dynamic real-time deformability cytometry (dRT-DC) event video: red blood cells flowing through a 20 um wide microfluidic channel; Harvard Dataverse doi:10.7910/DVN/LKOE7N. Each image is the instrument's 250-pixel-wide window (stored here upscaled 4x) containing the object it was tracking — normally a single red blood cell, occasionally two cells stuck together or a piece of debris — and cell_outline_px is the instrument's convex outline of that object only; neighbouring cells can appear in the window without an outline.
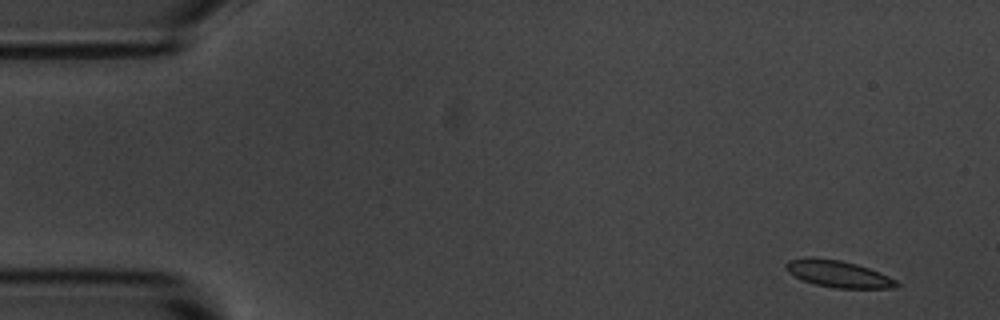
{"species": "common noctule bat (a hibernating species)", "species_latin": "Nyctalus noctula", "temperature_condition": "room temperature", "stored_images_in_passage": 5, "camera_frame_rate_fps": 3000, "um_per_image_px": 0.085, "animal": {"sex": "male", "body_mass_g": 20.1, "forearm_length_mm": 53.5}, "frame": {"image": 1, "passage_image": 1, "time_ms": 0.0, "image_size_px": [1000, 320], "cell_outline_px": [[900, 284], [896, 288], [836, 288], [816, 284], [804, 280], [788, 272], [784, 268], [784, 264], [788, 260], [808, 256], [812, 256], [840, 260], [856, 264], [880, 272], [896, 280]], "centroid_in_image_um": [71.23, 23.26], "position_along_channel_um": 13.8, "area_um2": 17.34}}
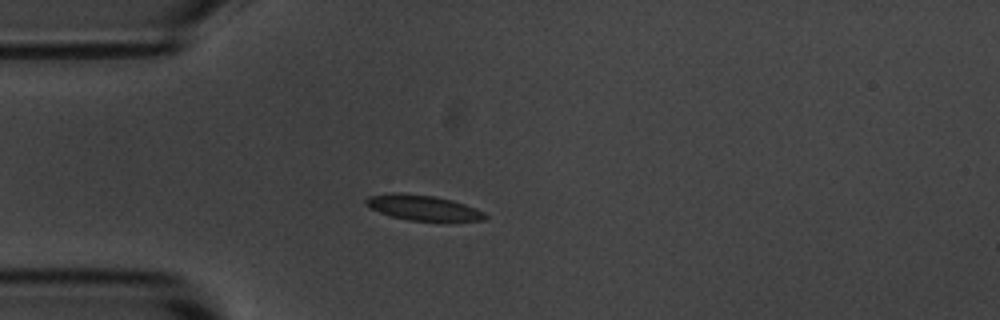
{"frame": {"image": 2, "passage_image": 4, "time_ms": 3.667, "image_size_px": [1000, 320], "cell_outline_px": [[488, 216], [484, 220], [408, 220], [388, 216], [368, 208], [364, 204], [364, 200], [368, 196], [392, 192], [396, 192], [436, 196], [452, 200], [476, 208], [484, 212]], "centroid_in_image_um": [35.86, 17.64], "position_along_channel_um": 49.1, "area_um2": 17.63}}